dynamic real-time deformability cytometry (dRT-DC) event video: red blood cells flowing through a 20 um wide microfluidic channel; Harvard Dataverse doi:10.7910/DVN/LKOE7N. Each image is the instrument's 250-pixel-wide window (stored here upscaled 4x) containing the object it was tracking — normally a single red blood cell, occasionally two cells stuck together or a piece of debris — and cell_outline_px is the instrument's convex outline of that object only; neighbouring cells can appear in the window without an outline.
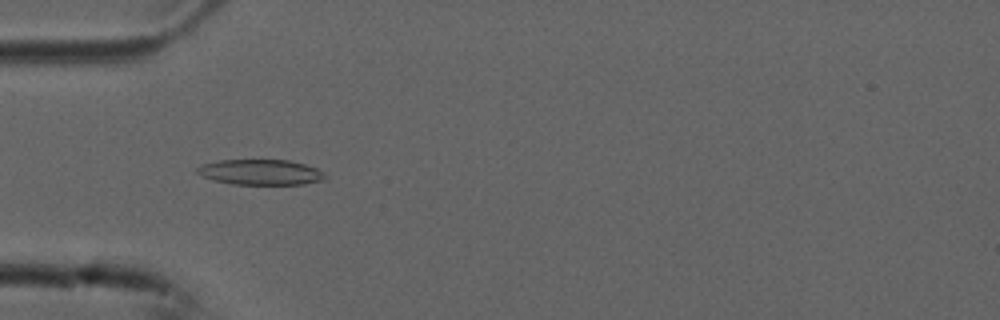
{"species": "common noctule bat (a hibernating species)", "species_latin": "Nyctalus noctula", "temperature_condition": "cold", "stored_images_in_passage": 6, "camera_frame_rate_fps": 3000, "um_per_image_px": 0.085, "animal": {"sex": "male", "forearm_length_mm": 52.5}, "frame": {"image": 1, "passage_image": 5, "time_ms": 1.333, "image_size_px": [1000, 320], "cell_outline_px": [[328, 176], [324, 180], [304, 184], [232, 184], [212, 180], [200, 176], [196, 172], [196, 168], [200, 164], [220, 160], [288, 160], [304, 164], [316, 168], [324, 172]], "centroid_in_image_um": [22.12, 14.64], "position_along_channel_um": 62.9, "area_um2": 19.13}}
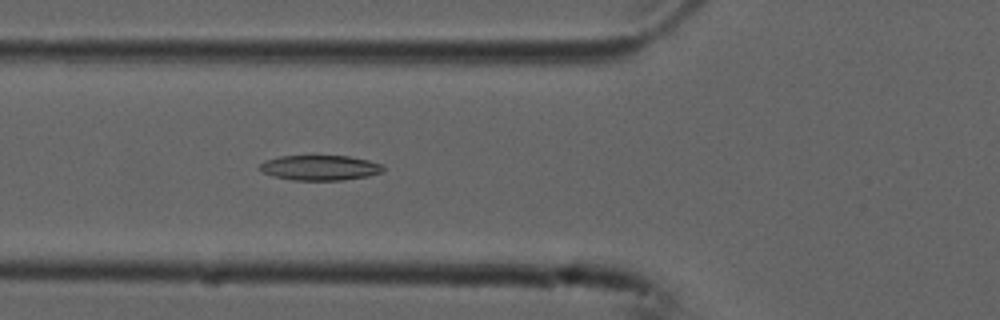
{"frame": {"image": 2, "passage_image": 6, "time_ms": 1.667, "image_size_px": [1000, 320], "cell_outline_px": [[384, 172], [368, 176], [344, 180], [292, 180], [272, 176], [260, 172], [260, 164], [264, 160], [280, 156], [348, 156], [368, 160], [380, 164], [384, 168]], "centroid_in_image_um": [27.17, 14.26], "position_along_channel_um": 98.6, "area_um2": 18.15}}